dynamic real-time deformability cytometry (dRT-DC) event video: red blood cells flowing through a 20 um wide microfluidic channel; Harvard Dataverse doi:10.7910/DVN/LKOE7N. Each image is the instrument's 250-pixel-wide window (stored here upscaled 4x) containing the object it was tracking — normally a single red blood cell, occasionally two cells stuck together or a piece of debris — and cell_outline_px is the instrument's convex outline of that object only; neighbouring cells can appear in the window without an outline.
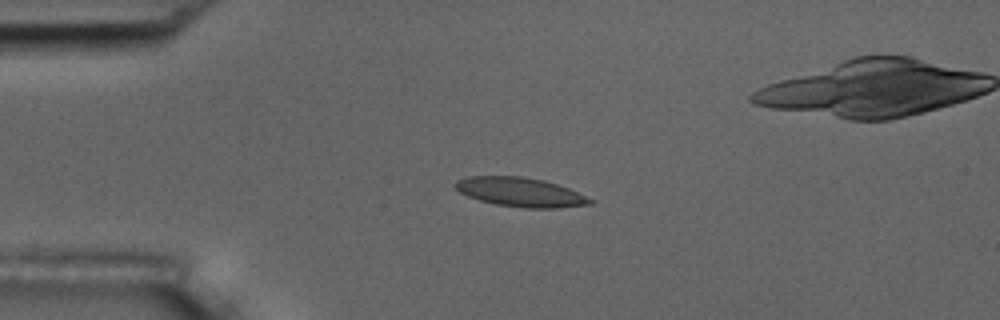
{"species": "common noctule bat (a hibernating species)", "species_latin": "Nyctalus noctula", "temperature_condition": "room temperature", "stored_images_in_passage": 4, "camera_frame_rate_fps": 3000, "um_per_image_px": 0.085, "animal": {"sex": "male", "body_mass_g": 17.5, "forearm_length_mm": 52.3}, "frame": {"image": 1, "passage_image": 3, "time_ms": 2.333, "image_size_px": [1000, 320], "cell_outline_px": [[596, 200], [592, 204], [556, 208], [524, 208], [496, 204], [480, 200], [468, 196], [460, 192], [452, 184], [456, 180], [468, 176], [520, 176], [544, 180], [568, 188]], "centroid_in_image_um": [44.24, 16.33], "position_along_channel_um": 40.8, "area_um2": 22.95}}